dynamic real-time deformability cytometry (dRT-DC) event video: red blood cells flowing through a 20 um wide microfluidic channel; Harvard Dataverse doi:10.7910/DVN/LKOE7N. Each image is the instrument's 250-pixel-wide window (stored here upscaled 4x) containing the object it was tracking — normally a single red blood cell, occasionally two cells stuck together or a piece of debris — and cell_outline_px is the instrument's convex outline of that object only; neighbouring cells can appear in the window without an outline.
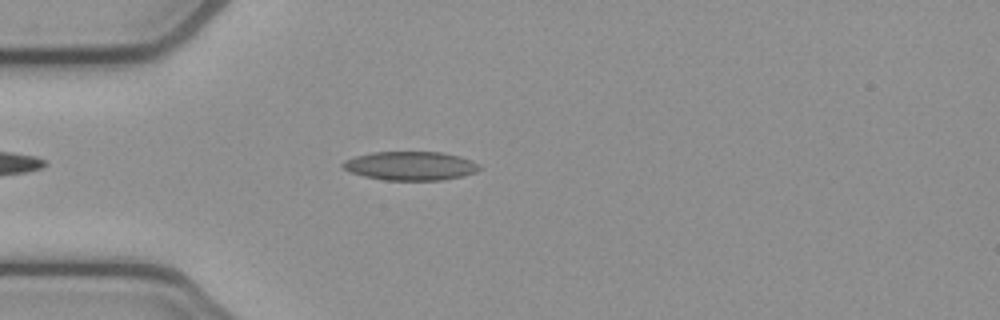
{"species": "common noctule bat (a hibernating species)", "species_latin": "Nyctalus noctula", "temperature_condition": "cold", "stored_images_in_passage": 4, "camera_frame_rate_fps": 3000, "um_per_image_px": 0.085, "animal": {"sex": "female", "body_mass_g": 21.9}, "frame": {"image": 1, "passage_image": 4, "time_ms": 1.0, "image_size_px": [1000, 320], "cell_outline_px": [[480, 168], [476, 172], [464, 176], [444, 180], [384, 180], [364, 176], [348, 172], [340, 164], [344, 160], [356, 156], [372, 152], [444, 152], [460, 156], [472, 160], [480, 164]], "centroid_in_image_um": [34.9, 14.1], "position_along_channel_um": 50.1, "area_um2": 23.18}}